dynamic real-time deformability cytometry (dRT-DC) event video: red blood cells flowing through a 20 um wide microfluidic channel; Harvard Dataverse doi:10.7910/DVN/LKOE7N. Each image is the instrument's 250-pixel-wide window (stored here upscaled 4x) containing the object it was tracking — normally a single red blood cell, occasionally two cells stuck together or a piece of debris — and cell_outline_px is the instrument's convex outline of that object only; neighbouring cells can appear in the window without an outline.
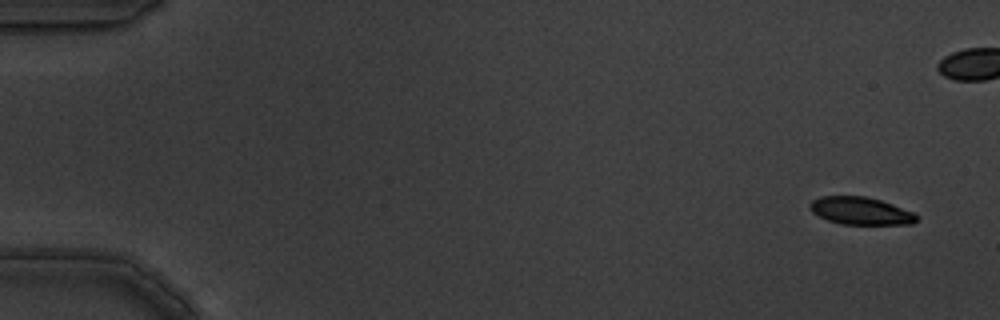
{"species": "common noctule bat (a hibernating species)", "species_latin": "Nyctalus noctula", "temperature_condition": "warm", "stored_images_in_passage": 8, "camera_frame_rate_fps": 3000, "um_per_image_px": 0.085, "animal": {"sex": "male", "body_mass_g": 19.5, "forearm_length_mm": 54.6}, "frame": {"image": 1, "passage_image": 1, "time_ms": 0.0, "image_size_px": [1000, 320], "cell_outline_px": [[916, 220], [912, 224], [840, 224], [828, 220], [812, 212], [808, 208], [808, 204], [812, 200], [820, 196], [864, 196], [880, 200], [916, 212]], "centroid_in_image_um": [73.13, 17.92], "position_along_channel_um": 11.9, "area_um2": 17.17}}
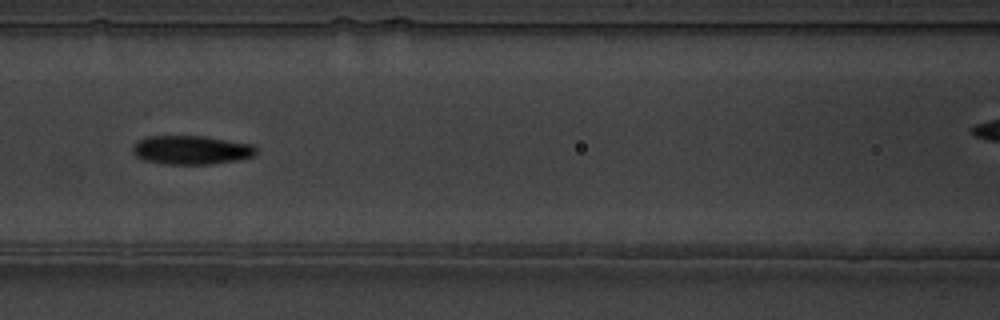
{"frame": {"image": 2, "passage_image": 8, "time_ms": 2.333, "image_size_px": [1000, 320], "cell_outline_px": [[256, 156], [236, 160], [212, 164], [164, 164], [144, 160], [136, 156], [132, 152], [132, 148], [140, 140], [148, 136], [204, 136], [252, 144], [256, 148]], "centroid_in_image_um": [16.28, 12.75], "position_along_channel_um": 150.3, "area_um2": 20.69}}